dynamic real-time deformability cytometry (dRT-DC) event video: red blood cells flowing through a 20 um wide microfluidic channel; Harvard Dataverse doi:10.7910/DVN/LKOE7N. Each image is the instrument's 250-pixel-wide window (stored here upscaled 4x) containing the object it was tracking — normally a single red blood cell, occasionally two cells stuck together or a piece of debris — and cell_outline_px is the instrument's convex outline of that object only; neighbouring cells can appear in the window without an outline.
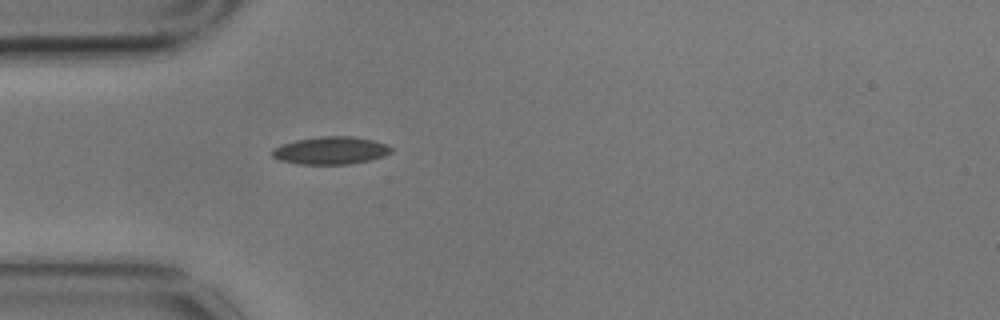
{"species": "common noctule bat (a hibernating species)", "species_latin": "Nyctalus noctula", "temperature_condition": "cold", "stored_images_in_passage": 1, "camera_frame_rate_fps": 3000, "um_per_image_px": 0.085, "animal": {"sex": "male", "body_mass_g": 17.9}, "frame": {"image": 1, "passage_image": 1, "time_ms": 0.0, "image_size_px": [1000, 320], "cell_outline_px": [[392, 152], [384, 156], [368, 160], [348, 164], [300, 164], [280, 160], [272, 156], [272, 148], [280, 144], [296, 140], [320, 136], [352, 136], [372, 140], [388, 144], [392, 148]], "centroid_in_image_um": [28.1, 12.78], "position_along_channel_um": 56.9, "area_um2": 19.19}}